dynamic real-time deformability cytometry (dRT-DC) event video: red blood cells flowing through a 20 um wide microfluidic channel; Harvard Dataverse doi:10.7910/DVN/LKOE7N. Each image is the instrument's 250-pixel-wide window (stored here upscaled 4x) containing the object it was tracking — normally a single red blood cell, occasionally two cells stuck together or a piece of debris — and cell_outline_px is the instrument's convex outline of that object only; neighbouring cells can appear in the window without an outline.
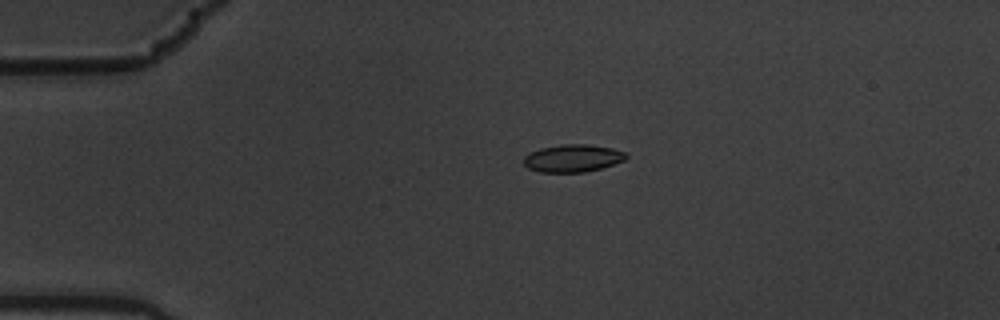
{"species": "common noctule bat (a hibernating species)", "species_latin": "Nyctalus noctula", "temperature_condition": "warm", "stored_images_in_passage": 5, "camera_frame_rate_fps": 3000, "um_per_image_px": 0.085, "animal": {"sex": "male", "body_mass_g": 19.5, "forearm_length_mm": 54.6}, "frame": {"image": 1, "passage_image": 4, "time_ms": 1.0, "image_size_px": [1000, 320], "cell_outline_px": [[628, 156], [624, 160], [600, 168], [584, 172], [540, 172], [528, 168], [524, 164], [524, 156], [540, 148], [560, 144], [588, 144], [612, 148], [624, 152]], "centroid_in_image_um": [48.66, 13.44], "position_along_channel_um": 36.3, "area_um2": 16.3}}